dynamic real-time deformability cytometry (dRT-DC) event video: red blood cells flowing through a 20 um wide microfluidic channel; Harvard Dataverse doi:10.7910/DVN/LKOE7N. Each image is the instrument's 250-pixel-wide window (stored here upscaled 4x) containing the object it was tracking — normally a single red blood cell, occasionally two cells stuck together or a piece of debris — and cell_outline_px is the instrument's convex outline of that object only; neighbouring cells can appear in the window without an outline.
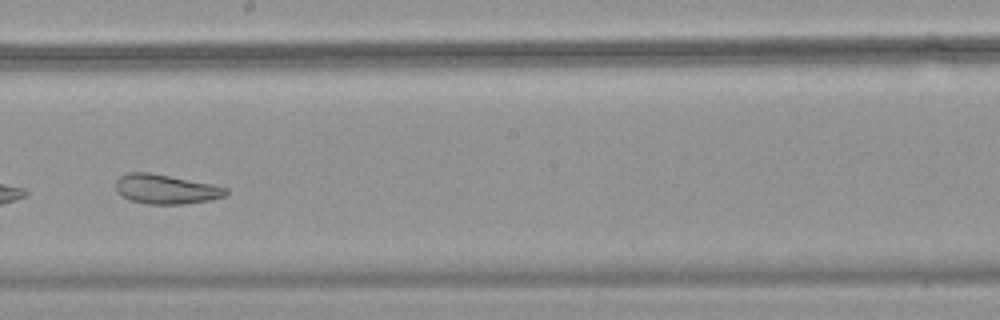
{"species": "common noctule bat (a hibernating species)", "species_latin": "Nyctalus noctula", "temperature_condition": "warm", "stored_images_in_passage": 50, "camera_frame_rate_fps": 3000, "um_per_image_px": 0.085, "animal": {"sex": "female", "body_mass_g": 18.4}, "frame": {"image": 1, "passage_image": 29, "time_ms": 9.333, "image_size_px": [1000, 320], "cell_outline_px": [[228, 192], [224, 196], [208, 200], [184, 204], [148, 204], [132, 200], [124, 196], [116, 188], [116, 180], [120, 176], [128, 172], [148, 172], [212, 184], [228, 188]], "centroid_in_image_um": [14.11, 16.07], "position_along_channel_um": 234.1, "area_um2": 18.61}, "authors_computed_cell_mechanics": {"area_um2": 26.9926, "velocity_mm_per_s": 3.7193, "shape_relaxation_time_tau1_ms": null, "shape_relaxation_time_tau2_ms": 2.7431, "deformation_change_tau1": null, "deformation_change_tau2": 0.1026}}